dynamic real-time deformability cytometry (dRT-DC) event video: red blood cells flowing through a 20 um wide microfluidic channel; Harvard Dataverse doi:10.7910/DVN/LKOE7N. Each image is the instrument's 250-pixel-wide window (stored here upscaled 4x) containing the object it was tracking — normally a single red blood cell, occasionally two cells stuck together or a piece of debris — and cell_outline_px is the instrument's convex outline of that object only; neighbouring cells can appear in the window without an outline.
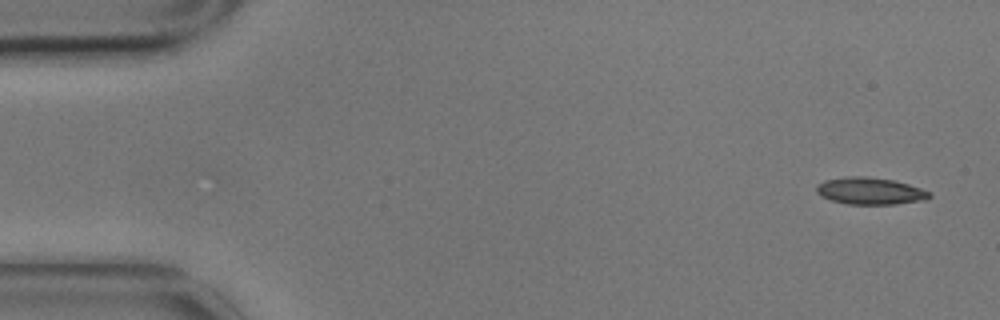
{"species": "common noctule bat (a hibernating species)", "species_latin": "Nyctalus noctula", "temperature_condition": "cold", "stored_images_in_passage": 8, "camera_frame_rate_fps": 3000, "um_per_image_px": 0.085, "animal": {"sex": "male", "body_mass_g": 17.9}, "frame": {"image": 1, "passage_image": 1, "time_ms": 0.0, "image_size_px": [1000, 320], "cell_outline_px": [[932, 196], [924, 200], [896, 204], [848, 204], [832, 200], [820, 196], [816, 192], [816, 184], [824, 180], [848, 176], [864, 176], [896, 180], [932, 192]], "centroid_in_image_um": [73.96, 16.22], "position_along_channel_um": 11.0, "area_um2": 17.92}}
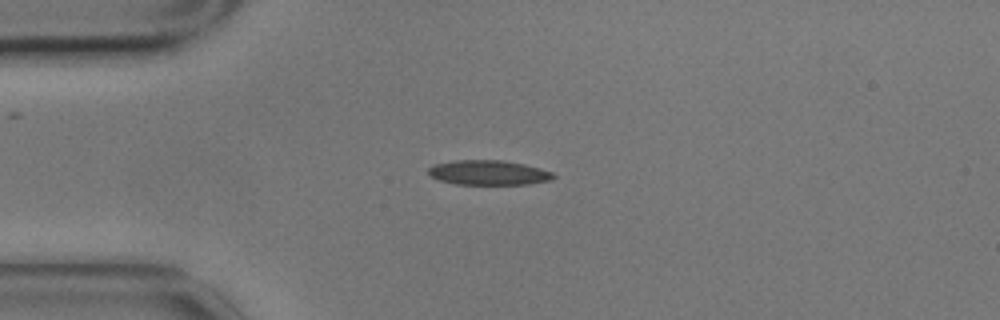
{"frame": {"image": 2, "passage_image": 4, "time_ms": 1.0, "image_size_px": [1000, 320], "cell_outline_px": [[556, 176], [552, 180], [528, 184], [456, 184], [440, 180], [432, 176], [428, 172], [428, 168], [436, 164], [456, 160], [500, 160], [524, 164], [540, 168], [552, 172]], "centroid_in_image_um": [41.56, 14.67], "position_along_channel_um": 43.4, "area_um2": 17.86}}